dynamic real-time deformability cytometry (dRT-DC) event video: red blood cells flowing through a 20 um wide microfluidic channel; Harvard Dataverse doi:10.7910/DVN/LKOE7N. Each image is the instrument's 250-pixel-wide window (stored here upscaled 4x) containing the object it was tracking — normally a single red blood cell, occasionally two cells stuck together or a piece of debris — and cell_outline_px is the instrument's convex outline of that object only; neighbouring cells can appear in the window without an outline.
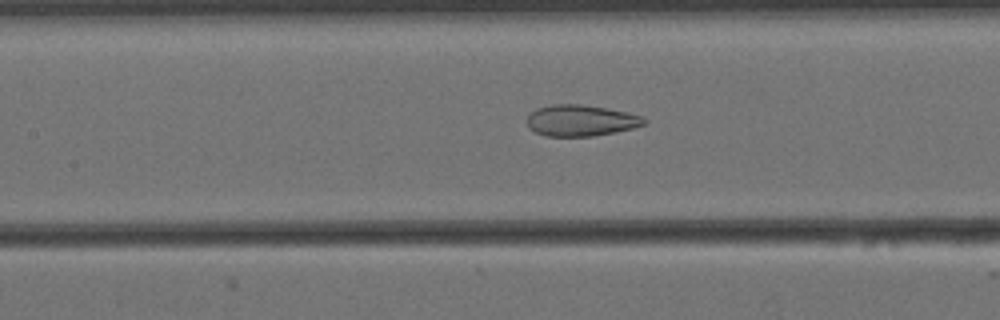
{"species": "Egyptian fruit bat (a non-hibernating species)", "species_latin": "Rousettus aegyptiacus", "temperature_condition": "cold", "stored_images_in_passage": 38, "camera_frame_rate_fps": 3000, "um_per_image_px": 0.085, "animal": {"sex": "female"}, "frame": {"image": 1, "passage_image": 13, "time_ms": 4.0, "image_size_px": [1000, 320], "cell_outline_px": [[648, 120], [644, 124], [632, 128], [616, 132], [592, 136], [544, 136], [528, 128], [524, 120], [536, 108], [552, 104], [580, 104], [608, 108], [628, 112], [644, 116]], "centroid_in_image_um": [49.35, 10.24], "position_along_channel_um": 158.0, "area_um2": 21.62}}
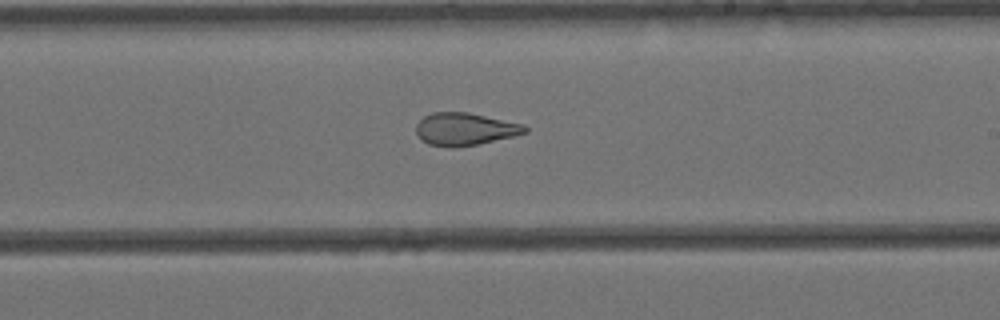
{"frame": {"image": 2, "passage_image": 21, "time_ms": 6.667, "image_size_px": [1000, 320], "cell_outline_px": [[528, 132], [512, 136], [476, 144], [452, 148], [428, 144], [420, 140], [416, 136], [416, 124], [424, 116], [432, 112], [468, 112], [524, 124], [528, 128]], "centroid_in_image_um": [39.47, 10.97], "position_along_channel_um": 249.5, "area_um2": 20.69}}
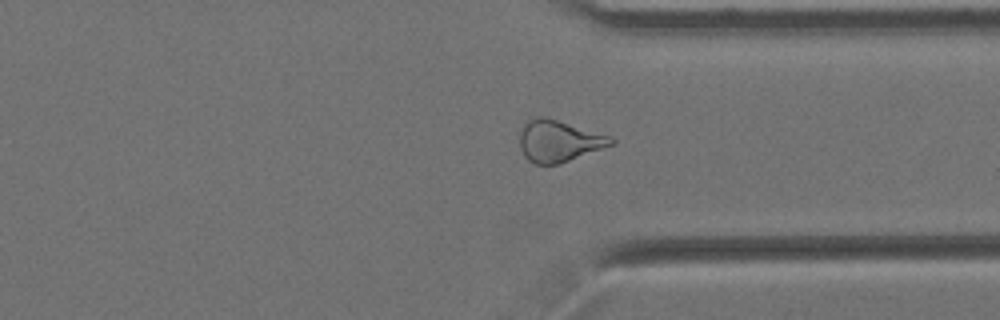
{"frame": {"image": 3, "passage_image": 31, "time_ms": 10.0, "image_size_px": [1000, 320], "cell_outline_px": [[616, 140], [612, 144], [568, 160], [556, 164], [536, 164], [528, 160], [524, 156], [520, 148], [520, 132], [524, 124], [528, 120], [540, 116], [544, 116], [612, 136]], "centroid_in_image_um": [47.47, 11.97], "position_along_channel_um": 363.9, "area_um2": 21.79}}